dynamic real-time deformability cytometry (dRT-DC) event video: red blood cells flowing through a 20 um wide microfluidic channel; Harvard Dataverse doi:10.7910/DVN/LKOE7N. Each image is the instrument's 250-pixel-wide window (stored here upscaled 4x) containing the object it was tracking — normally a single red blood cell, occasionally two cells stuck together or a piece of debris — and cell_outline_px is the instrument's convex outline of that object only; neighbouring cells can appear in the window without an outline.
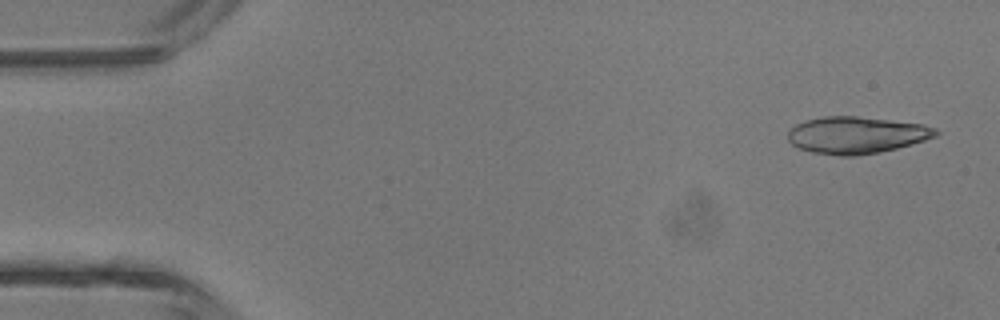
{"species": "common noctule bat (a hibernating species)", "species_latin": "Nyctalus noctula", "temperature_condition": "room temperature", "stored_images_in_passage": 3, "camera_frame_rate_fps": 3000, "um_per_image_px": 0.085, "animal": {"sex": "male", "body_mass_g": 13.3}, "frame": {"image": 1, "passage_image": 1, "time_ms": 0.0, "image_size_px": [1000, 320], "cell_outline_px": [[940, 132], [936, 136], [912, 144], [880, 152], [856, 156], [840, 156], [812, 152], [800, 148], [792, 144], [788, 140], [788, 132], [796, 124], [804, 120], [824, 116], [856, 116], [924, 124], [936, 128]], "centroid_in_image_um": [72.8, 11.48], "position_along_channel_um": 12.2, "area_um2": 31.85}}